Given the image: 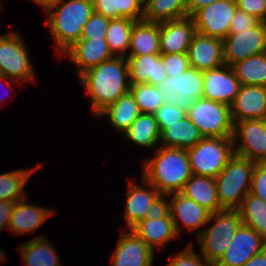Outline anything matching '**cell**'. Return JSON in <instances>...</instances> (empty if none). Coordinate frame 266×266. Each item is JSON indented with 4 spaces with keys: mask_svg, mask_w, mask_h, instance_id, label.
<instances>
[{
    "mask_svg": "<svg viewBox=\"0 0 266 266\" xmlns=\"http://www.w3.org/2000/svg\"><path fill=\"white\" fill-rule=\"evenodd\" d=\"M130 92L142 113L153 114L166 101L155 85L130 84Z\"/></svg>",
    "mask_w": 266,
    "mask_h": 266,
    "instance_id": "d590c367",
    "label": "cell"
},
{
    "mask_svg": "<svg viewBox=\"0 0 266 266\" xmlns=\"http://www.w3.org/2000/svg\"><path fill=\"white\" fill-rule=\"evenodd\" d=\"M237 8L261 22L266 15V0H236Z\"/></svg>",
    "mask_w": 266,
    "mask_h": 266,
    "instance_id": "ee69618b",
    "label": "cell"
},
{
    "mask_svg": "<svg viewBox=\"0 0 266 266\" xmlns=\"http://www.w3.org/2000/svg\"><path fill=\"white\" fill-rule=\"evenodd\" d=\"M34 1L36 4L40 5L43 9H45L46 11L57 5L61 0H32Z\"/></svg>",
    "mask_w": 266,
    "mask_h": 266,
    "instance_id": "f907efd6",
    "label": "cell"
},
{
    "mask_svg": "<svg viewBox=\"0 0 266 266\" xmlns=\"http://www.w3.org/2000/svg\"><path fill=\"white\" fill-rule=\"evenodd\" d=\"M93 10L110 19H117L116 0H92Z\"/></svg>",
    "mask_w": 266,
    "mask_h": 266,
    "instance_id": "bcb514c9",
    "label": "cell"
},
{
    "mask_svg": "<svg viewBox=\"0 0 266 266\" xmlns=\"http://www.w3.org/2000/svg\"><path fill=\"white\" fill-rule=\"evenodd\" d=\"M180 193L203 206L211 213L223 210L218 199L215 178L192 175L186 181Z\"/></svg>",
    "mask_w": 266,
    "mask_h": 266,
    "instance_id": "484cf974",
    "label": "cell"
},
{
    "mask_svg": "<svg viewBox=\"0 0 266 266\" xmlns=\"http://www.w3.org/2000/svg\"><path fill=\"white\" fill-rule=\"evenodd\" d=\"M237 9L236 0H219L195 12L191 17L196 32L223 40Z\"/></svg>",
    "mask_w": 266,
    "mask_h": 266,
    "instance_id": "7c38bea8",
    "label": "cell"
},
{
    "mask_svg": "<svg viewBox=\"0 0 266 266\" xmlns=\"http://www.w3.org/2000/svg\"><path fill=\"white\" fill-rule=\"evenodd\" d=\"M142 180L143 186L141 184L138 186L135 182H130L128 193L126 194L124 219L127 221L129 230L145 218L148 212L147 208L160 195L154 185L149 183L144 177H142Z\"/></svg>",
    "mask_w": 266,
    "mask_h": 266,
    "instance_id": "7402d4cb",
    "label": "cell"
},
{
    "mask_svg": "<svg viewBox=\"0 0 266 266\" xmlns=\"http://www.w3.org/2000/svg\"><path fill=\"white\" fill-rule=\"evenodd\" d=\"M28 197L15 202L8 230L25 235L34 232L55 212L42 206L27 204Z\"/></svg>",
    "mask_w": 266,
    "mask_h": 266,
    "instance_id": "603a6c76",
    "label": "cell"
},
{
    "mask_svg": "<svg viewBox=\"0 0 266 266\" xmlns=\"http://www.w3.org/2000/svg\"><path fill=\"white\" fill-rule=\"evenodd\" d=\"M91 99V111L97 115L130 91L126 57L103 61L79 76Z\"/></svg>",
    "mask_w": 266,
    "mask_h": 266,
    "instance_id": "6da1fadb",
    "label": "cell"
},
{
    "mask_svg": "<svg viewBox=\"0 0 266 266\" xmlns=\"http://www.w3.org/2000/svg\"><path fill=\"white\" fill-rule=\"evenodd\" d=\"M167 77H175L185 72L189 67L187 53L161 54Z\"/></svg>",
    "mask_w": 266,
    "mask_h": 266,
    "instance_id": "60d3db41",
    "label": "cell"
},
{
    "mask_svg": "<svg viewBox=\"0 0 266 266\" xmlns=\"http://www.w3.org/2000/svg\"><path fill=\"white\" fill-rule=\"evenodd\" d=\"M15 202L0 201V232L6 227L9 228L10 218L14 209Z\"/></svg>",
    "mask_w": 266,
    "mask_h": 266,
    "instance_id": "7dc6e473",
    "label": "cell"
},
{
    "mask_svg": "<svg viewBox=\"0 0 266 266\" xmlns=\"http://www.w3.org/2000/svg\"><path fill=\"white\" fill-rule=\"evenodd\" d=\"M255 162L234 155L215 178L222 209L237 210L250 192Z\"/></svg>",
    "mask_w": 266,
    "mask_h": 266,
    "instance_id": "277c9868",
    "label": "cell"
},
{
    "mask_svg": "<svg viewBox=\"0 0 266 266\" xmlns=\"http://www.w3.org/2000/svg\"><path fill=\"white\" fill-rule=\"evenodd\" d=\"M237 210L242 224L249 226L266 239V202L248 193Z\"/></svg>",
    "mask_w": 266,
    "mask_h": 266,
    "instance_id": "836d02e7",
    "label": "cell"
},
{
    "mask_svg": "<svg viewBox=\"0 0 266 266\" xmlns=\"http://www.w3.org/2000/svg\"><path fill=\"white\" fill-rule=\"evenodd\" d=\"M231 67L241 85L266 87V52L250 56Z\"/></svg>",
    "mask_w": 266,
    "mask_h": 266,
    "instance_id": "1f68e13d",
    "label": "cell"
},
{
    "mask_svg": "<svg viewBox=\"0 0 266 266\" xmlns=\"http://www.w3.org/2000/svg\"><path fill=\"white\" fill-rule=\"evenodd\" d=\"M186 116L200 130L203 137H232L233 122L230 106L207 98H200L189 107Z\"/></svg>",
    "mask_w": 266,
    "mask_h": 266,
    "instance_id": "52a82bcc",
    "label": "cell"
},
{
    "mask_svg": "<svg viewBox=\"0 0 266 266\" xmlns=\"http://www.w3.org/2000/svg\"><path fill=\"white\" fill-rule=\"evenodd\" d=\"M263 52H266V26L263 22L239 33H229L223 39L224 63L229 66Z\"/></svg>",
    "mask_w": 266,
    "mask_h": 266,
    "instance_id": "8fae6325",
    "label": "cell"
},
{
    "mask_svg": "<svg viewBox=\"0 0 266 266\" xmlns=\"http://www.w3.org/2000/svg\"><path fill=\"white\" fill-rule=\"evenodd\" d=\"M167 196L168 199L171 197L169 201V212L179 237L181 224L188 230L195 231L211 223L212 219H209L211 212L192 199L187 198L180 192L171 193Z\"/></svg>",
    "mask_w": 266,
    "mask_h": 266,
    "instance_id": "5bb4252c",
    "label": "cell"
},
{
    "mask_svg": "<svg viewBox=\"0 0 266 266\" xmlns=\"http://www.w3.org/2000/svg\"><path fill=\"white\" fill-rule=\"evenodd\" d=\"M203 97L230 106L241 83L229 65L204 71Z\"/></svg>",
    "mask_w": 266,
    "mask_h": 266,
    "instance_id": "9a60e30c",
    "label": "cell"
},
{
    "mask_svg": "<svg viewBox=\"0 0 266 266\" xmlns=\"http://www.w3.org/2000/svg\"><path fill=\"white\" fill-rule=\"evenodd\" d=\"M143 177L154 185L160 194L179 193L186 181L193 175L187 150L160 147L155 156L145 159Z\"/></svg>",
    "mask_w": 266,
    "mask_h": 266,
    "instance_id": "7a4b0ae2",
    "label": "cell"
},
{
    "mask_svg": "<svg viewBox=\"0 0 266 266\" xmlns=\"http://www.w3.org/2000/svg\"><path fill=\"white\" fill-rule=\"evenodd\" d=\"M202 138L200 130L185 116L161 132L160 142L164 147L187 150L195 146Z\"/></svg>",
    "mask_w": 266,
    "mask_h": 266,
    "instance_id": "4316f807",
    "label": "cell"
},
{
    "mask_svg": "<svg viewBox=\"0 0 266 266\" xmlns=\"http://www.w3.org/2000/svg\"><path fill=\"white\" fill-rule=\"evenodd\" d=\"M45 236H37L20 245L19 251L25 266H61L57 252Z\"/></svg>",
    "mask_w": 266,
    "mask_h": 266,
    "instance_id": "f1b7e54d",
    "label": "cell"
},
{
    "mask_svg": "<svg viewBox=\"0 0 266 266\" xmlns=\"http://www.w3.org/2000/svg\"><path fill=\"white\" fill-rule=\"evenodd\" d=\"M158 122L160 132L170 125L182 120L186 116V111L179 109L171 100H166L154 113Z\"/></svg>",
    "mask_w": 266,
    "mask_h": 266,
    "instance_id": "8d00e7d4",
    "label": "cell"
},
{
    "mask_svg": "<svg viewBox=\"0 0 266 266\" xmlns=\"http://www.w3.org/2000/svg\"><path fill=\"white\" fill-rule=\"evenodd\" d=\"M215 1L219 0H189L188 16H192L195 12H197L201 8L213 4Z\"/></svg>",
    "mask_w": 266,
    "mask_h": 266,
    "instance_id": "c3c4849f",
    "label": "cell"
},
{
    "mask_svg": "<svg viewBox=\"0 0 266 266\" xmlns=\"http://www.w3.org/2000/svg\"><path fill=\"white\" fill-rule=\"evenodd\" d=\"M189 0H144L143 19L152 22L175 20L188 16Z\"/></svg>",
    "mask_w": 266,
    "mask_h": 266,
    "instance_id": "4dcf8cb0",
    "label": "cell"
},
{
    "mask_svg": "<svg viewBox=\"0 0 266 266\" xmlns=\"http://www.w3.org/2000/svg\"><path fill=\"white\" fill-rule=\"evenodd\" d=\"M47 12L46 24L62 56L80 39L94 10L92 0H61Z\"/></svg>",
    "mask_w": 266,
    "mask_h": 266,
    "instance_id": "3957f363",
    "label": "cell"
},
{
    "mask_svg": "<svg viewBox=\"0 0 266 266\" xmlns=\"http://www.w3.org/2000/svg\"><path fill=\"white\" fill-rule=\"evenodd\" d=\"M154 252L131 229L121 234L115 252L111 254L112 266H152Z\"/></svg>",
    "mask_w": 266,
    "mask_h": 266,
    "instance_id": "d6986e66",
    "label": "cell"
},
{
    "mask_svg": "<svg viewBox=\"0 0 266 266\" xmlns=\"http://www.w3.org/2000/svg\"><path fill=\"white\" fill-rule=\"evenodd\" d=\"M0 81L1 82H6V83H9V82H12L13 83L15 80H13L11 78H7L4 75L0 74Z\"/></svg>",
    "mask_w": 266,
    "mask_h": 266,
    "instance_id": "816d5d0a",
    "label": "cell"
},
{
    "mask_svg": "<svg viewBox=\"0 0 266 266\" xmlns=\"http://www.w3.org/2000/svg\"><path fill=\"white\" fill-rule=\"evenodd\" d=\"M213 225L198 231L201 255L213 266L227 250L235 232L242 224L238 210L223 209L211 213Z\"/></svg>",
    "mask_w": 266,
    "mask_h": 266,
    "instance_id": "8992f818",
    "label": "cell"
},
{
    "mask_svg": "<svg viewBox=\"0 0 266 266\" xmlns=\"http://www.w3.org/2000/svg\"><path fill=\"white\" fill-rule=\"evenodd\" d=\"M263 23H264V25L266 26V15H265V17H264V19H263V21H262Z\"/></svg>",
    "mask_w": 266,
    "mask_h": 266,
    "instance_id": "db71d44e",
    "label": "cell"
},
{
    "mask_svg": "<svg viewBox=\"0 0 266 266\" xmlns=\"http://www.w3.org/2000/svg\"><path fill=\"white\" fill-rule=\"evenodd\" d=\"M127 56L160 53V22L144 19L134 22Z\"/></svg>",
    "mask_w": 266,
    "mask_h": 266,
    "instance_id": "d4e9b609",
    "label": "cell"
},
{
    "mask_svg": "<svg viewBox=\"0 0 266 266\" xmlns=\"http://www.w3.org/2000/svg\"><path fill=\"white\" fill-rule=\"evenodd\" d=\"M265 247L266 239L249 226L241 224L227 250L213 266H243Z\"/></svg>",
    "mask_w": 266,
    "mask_h": 266,
    "instance_id": "4fadbf2b",
    "label": "cell"
},
{
    "mask_svg": "<svg viewBox=\"0 0 266 266\" xmlns=\"http://www.w3.org/2000/svg\"><path fill=\"white\" fill-rule=\"evenodd\" d=\"M63 55L78 67V77L88 69L113 58L106 39H79Z\"/></svg>",
    "mask_w": 266,
    "mask_h": 266,
    "instance_id": "ffe728a7",
    "label": "cell"
},
{
    "mask_svg": "<svg viewBox=\"0 0 266 266\" xmlns=\"http://www.w3.org/2000/svg\"><path fill=\"white\" fill-rule=\"evenodd\" d=\"M35 168L12 170L0 174V201L17 202L26 198L24 187Z\"/></svg>",
    "mask_w": 266,
    "mask_h": 266,
    "instance_id": "e575fe53",
    "label": "cell"
},
{
    "mask_svg": "<svg viewBox=\"0 0 266 266\" xmlns=\"http://www.w3.org/2000/svg\"><path fill=\"white\" fill-rule=\"evenodd\" d=\"M260 22L256 17L237 8L230 24L229 33H239L257 26Z\"/></svg>",
    "mask_w": 266,
    "mask_h": 266,
    "instance_id": "7bdbcfd3",
    "label": "cell"
},
{
    "mask_svg": "<svg viewBox=\"0 0 266 266\" xmlns=\"http://www.w3.org/2000/svg\"><path fill=\"white\" fill-rule=\"evenodd\" d=\"M232 137H203L187 149L193 175L216 178L235 155Z\"/></svg>",
    "mask_w": 266,
    "mask_h": 266,
    "instance_id": "5b68a950",
    "label": "cell"
},
{
    "mask_svg": "<svg viewBox=\"0 0 266 266\" xmlns=\"http://www.w3.org/2000/svg\"><path fill=\"white\" fill-rule=\"evenodd\" d=\"M230 111L233 125L242 120L266 119V87L241 85Z\"/></svg>",
    "mask_w": 266,
    "mask_h": 266,
    "instance_id": "2e32d148",
    "label": "cell"
},
{
    "mask_svg": "<svg viewBox=\"0 0 266 266\" xmlns=\"http://www.w3.org/2000/svg\"><path fill=\"white\" fill-rule=\"evenodd\" d=\"M166 194H160L156 199L152 201L150 206L147 208L148 212L145 218L160 219L166 217L169 212V201L165 199Z\"/></svg>",
    "mask_w": 266,
    "mask_h": 266,
    "instance_id": "f6af8a7d",
    "label": "cell"
},
{
    "mask_svg": "<svg viewBox=\"0 0 266 266\" xmlns=\"http://www.w3.org/2000/svg\"><path fill=\"white\" fill-rule=\"evenodd\" d=\"M232 138L235 155L255 163L266 162V119L235 123Z\"/></svg>",
    "mask_w": 266,
    "mask_h": 266,
    "instance_id": "30bf717a",
    "label": "cell"
},
{
    "mask_svg": "<svg viewBox=\"0 0 266 266\" xmlns=\"http://www.w3.org/2000/svg\"><path fill=\"white\" fill-rule=\"evenodd\" d=\"M110 18L93 12L90 19L83 26L80 39H105Z\"/></svg>",
    "mask_w": 266,
    "mask_h": 266,
    "instance_id": "74e56055",
    "label": "cell"
},
{
    "mask_svg": "<svg viewBox=\"0 0 266 266\" xmlns=\"http://www.w3.org/2000/svg\"><path fill=\"white\" fill-rule=\"evenodd\" d=\"M1 249L2 248H0V262L3 261V259H5V258H3V257H5V253Z\"/></svg>",
    "mask_w": 266,
    "mask_h": 266,
    "instance_id": "f5cc1de1",
    "label": "cell"
},
{
    "mask_svg": "<svg viewBox=\"0 0 266 266\" xmlns=\"http://www.w3.org/2000/svg\"><path fill=\"white\" fill-rule=\"evenodd\" d=\"M243 266H266V247L263 248L258 254L254 255Z\"/></svg>",
    "mask_w": 266,
    "mask_h": 266,
    "instance_id": "681fc988",
    "label": "cell"
},
{
    "mask_svg": "<svg viewBox=\"0 0 266 266\" xmlns=\"http://www.w3.org/2000/svg\"><path fill=\"white\" fill-rule=\"evenodd\" d=\"M130 84H161L167 77L161 54L127 56Z\"/></svg>",
    "mask_w": 266,
    "mask_h": 266,
    "instance_id": "44dd1931",
    "label": "cell"
},
{
    "mask_svg": "<svg viewBox=\"0 0 266 266\" xmlns=\"http://www.w3.org/2000/svg\"><path fill=\"white\" fill-rule=\"evenodd\" d=\"M175 254L167 266H211L204 257L201 259V255L196 254L191 243L184 250Z\"/></svg>",
    "mask_w": 266,
    "mask_h": 266,
    "instance_id": "ab89813d",
    "label": "cell"
},
{
    "mask_svg": "<svg viewBox=\"0 0 266 266\" xmlns=\"http://www.w3.org/2000/svg\"><path fill=\"white\" fill-rule=\"evenodd\" d=\"M249 193L266 202V162L255 164Z\"/></svg>",
    "mask_w": 266,
    "mask_h": 266,
    "instance_id": "b9f144b4",
    "label": "cell"
},
{
    "mask_svg": "<svg viewBox=\"0 0 266 266\" xmlns=\"http://www.w3.org/2000/svg\"><path fill=\"white\" fill-rule=\"evenodd\" d=\"M134 22L129 18L110 19L105 39L113 56L127 57Z\"/></svg>",
    "mask_w": 266,
    "mask_h": 266,
    "instance_id": "d6a6232c",
    "label": "cell"
},
{
    "mask_svg": "<svg viewBox=\"0 0 266 266\" xmlns=\"http://www.w3.org/2000/svg\"><path fill=\"white\" fill-rule=\"evenodd\" d=\"M140 110L131 92L122 95L115 103L106 107L97 117H109L111 125L118 132H125L140 115Z\"/></svg>",
    "mask_w": 266,
    "mask_h": 266,
    "instance_id": "f546056e",
    "label": "cell"
},
{
    "mask_svg": "<svg viewBox=\"0 0 266 266\" xmlns=\"http://www.w3.org/2000/svg\"><path fill=\"white\" fill-rule=\"evenodd\" d=\"M126 140L139 147L157 148L160 142V129L158 122L151 113H140L131 126L123 133Z\"/></svg>",
    "mask_w": 266,
    "mask_h": 266,
    "instance_id": "83f0119b",
    "label": "cell"
},
{
    "mask_svg": "<svg viewBox=\"0 0 266 266\" xmlns=\"http://www.w3.org/2000/svg\"><path fill=\"white\" fill-rule=\"evenodd\" d=\"M131 230L155 252V248H160L178 236L174 222L170 213L160 219L144 218L134 225Z\"/></svg>",
    "mask_w": 266,
    "mask_h": 266,
    "instance_id": "cb8c5ba5",
    "label": "cell"
},
{
    "mask_svg": "<svg viewBox=\"0 0 266 266\" xmlns=\"http://www.w3.org/2000/svg\"><path fill=\"white\" fill-rule=\"evenodd\" d=\"M195 33L191 16L160 22V53H187Z\"/></svg>",
    "mask_w": 266,
    "mask_h": 266,
    "instance_id": "e0dca14e",
    "label": "cell"
},
{
    "mask_svg": "<svg viewBox=\"0 0 266 266\" xmlns=\"http://www.w3.org/2000/svg\"><path fill=\"white\" fill-rule=\"evenodd\" d=\"M203 83L204 71L189 67L175 77H166L156 87L166 100H171L175 106L187 112L195 100L203 97Z\"/></svg>",
    "mask_w": 266,
    "mask_h": 266,
    "instance_id": "9c48e42d",
    "label": "cell"
},
{
    "mask_svg": "<svg viewBox=\"0 0 266 266\" xmlns=\"http://www.w3.org/2000/svg\"><path fill=\"white\" fill-rule=\"evenodd\" d=\"M187 57L190 67L201 71L224 65L223 40L196 32L188 47Z\"/></svg>",
    "mask_w": 266,
    "mask_h": 266,
    "instance_id": "ac0fdd59",
    "label": "cell"
},
{
    "mask_svg": "<svg viewBox=\"0 0 266 266\" xmlns=\"http://www.w3.org/2000/svg\"><path fill=\"white\" fill-rule=\"evenodd\" d=\"M22 37L16 32L0 35V74L17 81H35L34 67Z\"/></svg>",
    "mask_w": 266,
    "mask_h": 266,
    "instance_id": "ba28073f",
    "label": "cell"
},
{
    "mask_svg": "<svg viewBox=\"0 0 266 266\" xmlns=\"http://www.w3.org/2000/svg\"><path fill=\"white\" fill-rule=\"evenodd\" d=\"M117 19L129 18L142 20L144 15V0H116Z\"/></svg>",
    "mask_w": 266,
    "mask_h": 266,
    "instance_id": "f35d334b",
    "label": "cell"
}]
</instances>
